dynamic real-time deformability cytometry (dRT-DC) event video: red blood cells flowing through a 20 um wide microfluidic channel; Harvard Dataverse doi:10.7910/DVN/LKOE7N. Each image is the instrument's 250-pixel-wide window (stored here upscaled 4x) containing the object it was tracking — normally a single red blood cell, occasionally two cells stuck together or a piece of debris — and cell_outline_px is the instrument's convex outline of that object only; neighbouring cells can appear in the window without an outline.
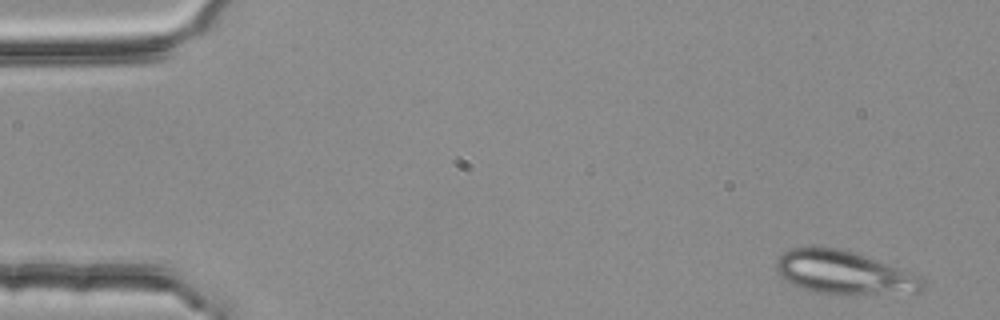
{"species": "common noctule bat (a hibernating species)", "species_latin": "Nyctalus noctula", "temperature_condition": "room temperature", "stored_images_in_passage": 4, "camera_frame_rate_fps": 3000, "um_per_image_px": 0.085, "animal": {"sex": "female", "body_mass_g": 25.1}, "frame": {"image": 1, "passage_image": 1, "time_ms": 0.0, "image_size_px": [1000, 320], "cell_outline_px": [[924, 288], [916, 292], [812, 292], [792, 284], [784, 280], [776, 272], [776, 260], [784, 252], [792, 248], [840, 248], [856, 252], [920, 276], [924, 280]], "centroid_in_image_um": [71.68, 23.13], "position_along_channel_um": 13.3, "area_um2": 35.78}}